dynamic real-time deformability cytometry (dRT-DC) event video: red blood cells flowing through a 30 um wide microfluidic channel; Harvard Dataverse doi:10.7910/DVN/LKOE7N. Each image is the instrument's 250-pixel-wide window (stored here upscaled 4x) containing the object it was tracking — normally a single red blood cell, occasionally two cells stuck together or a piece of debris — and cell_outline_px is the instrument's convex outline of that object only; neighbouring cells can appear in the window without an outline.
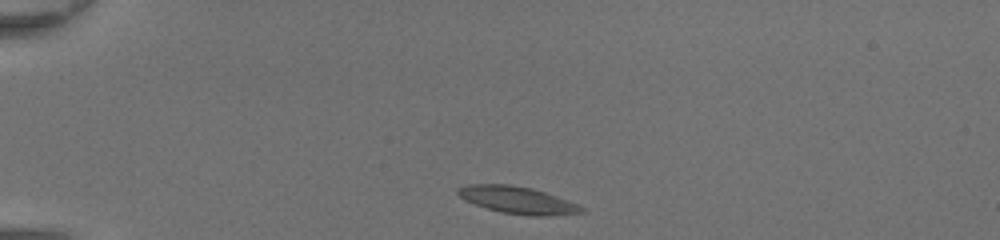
{"species": "common noctule bat (a hibernating species)", "species_latin": "Nyctalus noctula", "temperature_condition": "room temperature", "stored_images_in_passage": 37, "camera_frame_rate_fps": 3000, "um_per_image_px": 0.085, "animal": {"sex": "female", "body_mass_g": 20.0, "forearm_length_mm": 54.0}, "frame": {"image": 1, "passage_image": 1, "time_ms": 0.0, "image_size_px": [1000, 240], "cell_outline_px": [[588, 212], [552, 216], [528, 216], [500, 212], [464, 200], [456, 192], [456, 188], [468, 184], [508, 184], [532, 188], [568, 200], [584, 208]], "centroid_in_image_um": [44.01, 17.01], "position_along_channel_um": 41.0, "area_um2": 19.65}}
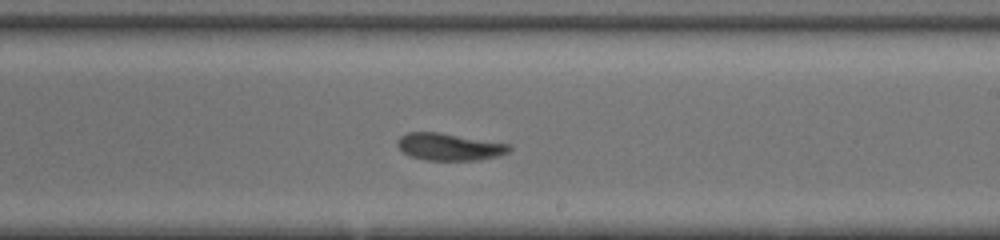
{"frame": {"image": 2, "passage_image": 19, "time_ms": 6.0, "image_size_px": [1000, 240], "cell_outline_px": [[512, 148], [508, 152], [496, 156], [480, 160], [424, 160], [412, 156], [404, 152], [396, 144], [396, 140], [400, 136], [408, 132], [440, 132], [512, 144]], "centroid_in_image_um": [38.21, 12.47], "position_along_channel_um": 250.8, "area_um2": 17.8}}
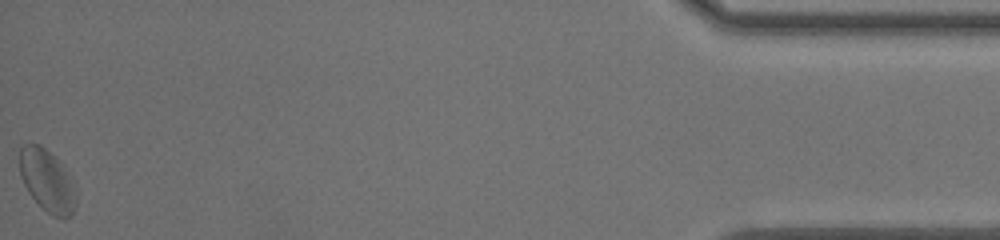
{"frame": {"image": 3, "passage_image": 37, "time_ms": 12.0, "image_size_px": [1000, 240], "cell_outline_px": [[76, 204], [72, 216], [64, 220], [52, 216], [28, 192], [20, 176], [20, 144], [28, 140], [40, 144], [60, 164]], "centroid_in_image_um": [3.9, 15.34], "position_along_channel_um": 431.3, "area_um2": 19.54}, "authors_computed_cell_mechanics": {"area_um2": 18.3226, "velocity_mm_per_s": 4.3792, "shape_relaxation_time_tau1_ms": 2.3429, "shape_relaxation_time_tau2_ms": 1.2534, "deformation_change_tau1": 0.0857, "deformation_change_tau2": 0.0581}}